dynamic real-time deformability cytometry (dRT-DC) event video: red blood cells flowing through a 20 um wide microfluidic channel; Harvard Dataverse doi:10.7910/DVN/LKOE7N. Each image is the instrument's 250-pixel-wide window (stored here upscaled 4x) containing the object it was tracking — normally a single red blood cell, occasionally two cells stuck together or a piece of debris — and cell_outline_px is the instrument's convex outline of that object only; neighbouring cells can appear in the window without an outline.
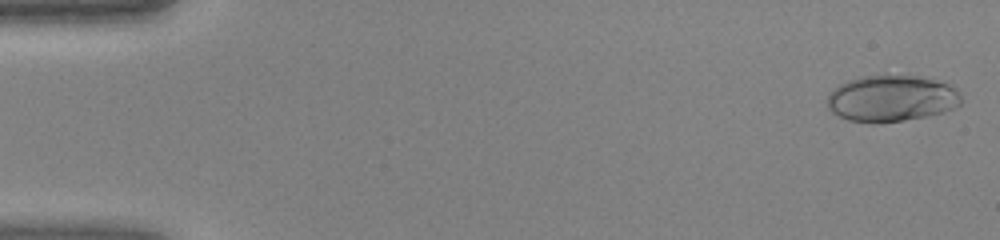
{"species": "human", "species_latin": "Homo sapiens", "temperature_condition": "warm", "stored_images_in_passage": 45, "camera_frame_rate_fps": 3000, "um_per_image_px": 0.085, "donor": {"sex": "female"}, "frame": {"image": 1, "passage_image": 1, "time_ms": 0.0, "image_size_px": [1000, 240], "cell_outline_px": [[960, 104], [944, 112], [928, 116], [904, 120], [876, 124], [872, 124], [848, 120], [836, 116], [828, 108], [828, 96], [840, 84], [864, 76], [884, 72], [920, 76], [948, 84], [956, 88], [960, 96]], "centroid_in_image_um": [75.77, 8.35], "position_along_channel_um": 9.2, "area_um2": 36.82}}
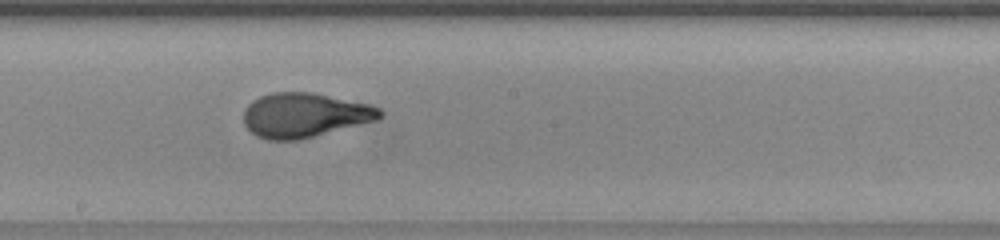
{"frame": {"image": 2, "passage_image": 25, "time_ms": 8.0, "image_size_px": [1000, 240], "cell_outline_px": [[384, 112], [376, 120], [300, 140], [268, 140], [256, 136], [244, 124], [244, 108], [252, 100], [260, 96], [272, 92], [312, 92], [372, 104], [380, 108]], "centroid_in_image_um": [25.88, 9.78], "position_along_channel_um": 222.3, "area_um2": 35.49}}
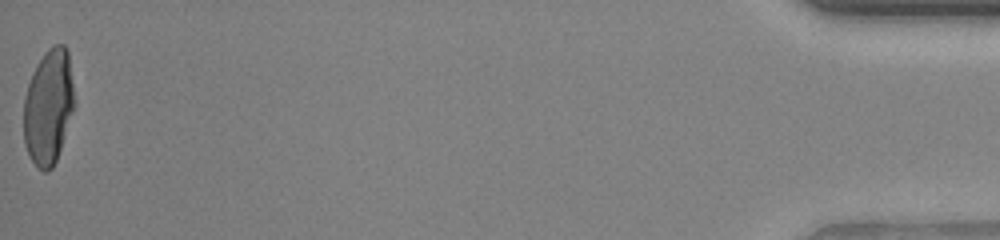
{"frame": {"image": 3, "passage_image": 45, "time_ms": 14.667, "image_size_px": [1000, 240], "cell_outline_px": [[72, 112], [56, 160], [52, 168], [48, 172], [44, 172], [32, 160], [24, 144], [24, 96], [32, 72], [36, 64], [44, 52], [52, 44], [64, 44], [68, 52], [72, 84]], "centroid_in_image_um": [4.08, 9.05], "position_along_channel_um": 431.1, "area_um2": 33.41}}